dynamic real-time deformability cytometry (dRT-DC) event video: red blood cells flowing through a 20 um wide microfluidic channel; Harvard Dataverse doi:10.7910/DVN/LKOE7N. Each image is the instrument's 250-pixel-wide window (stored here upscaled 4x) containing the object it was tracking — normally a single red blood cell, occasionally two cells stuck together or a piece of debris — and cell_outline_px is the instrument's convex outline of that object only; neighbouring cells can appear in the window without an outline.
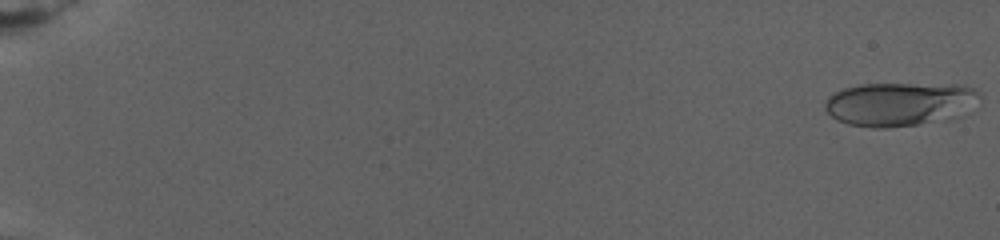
{"species": "human", "species_latin": "Homo sapiens", "temperature_condition": "warm", "stored_images_in_passage": 12, "camera_frame_rate_fps": 3000, "um_per_image_px": 0.085, "donor": {"sex": "female"}, "frame": {"image": 1, "passage_image": 1, "time_ms": 0.0, "image_size_px": [1000, 240], "cell_outline_px": [[984, 96], [952, 120], [884, 128], [872, 128], [848, 124], [836, 120], [824, 108], [824, 104], [828, 96], [832, 92], [844, 88], [860, 84], [964, 84], [976, 88]], "centroid_in_image_um": [76.49, 8.83], "position_along_channel_um": 8.5, "area_um2": 40.06}}
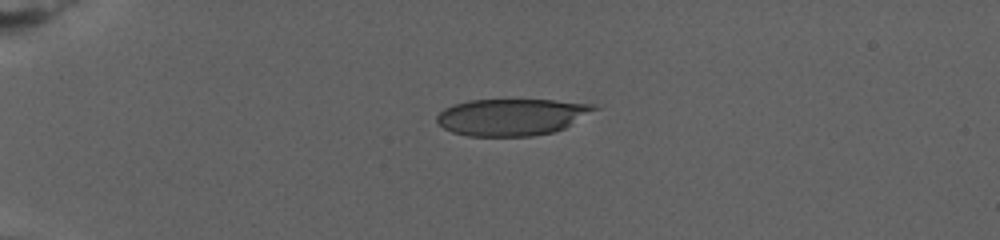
{"frame": {"image": 2, "passage_image": 8, "time_ms": 6.667, "image_size_px": [1000, 240], "cell_outline_px": [[600, 108], [564, 128], [556, 132], [532, 136], [468, 136], [452, 132], [444, 128], [436, 120], [436, 116], [444, 108], [452, 104], [468, 100], [552, 100], [592, 104]], "centroid_in_image_um": [43.48, 9.94], "position_along_channel_um": 41.5, "area_um2": 33.81}}
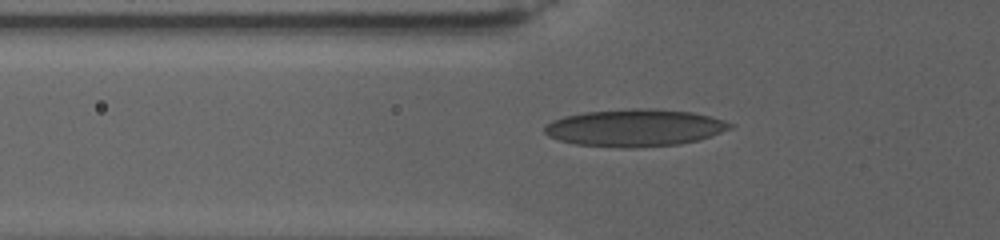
{"frame": {"image": 3, "passage_image": 11, "time_ms": 9.667, "image_size_px": [1000, 240], "cell_outline_px": [[736, 124], [732, 128], [696, 140], [680, 144], [636, 148], [632, 148], [576, 144], [560, 140], [548, 136], [544, 132], [544, 128], [552, 120], [564, 116], [584, 112], [632, 108], [656, 108], [692, 112], [724, 120]], "centroid_in_image_um": [53.96, 10.85], "position_along_channel_um": 71.8, "area_um2": 40.17}}